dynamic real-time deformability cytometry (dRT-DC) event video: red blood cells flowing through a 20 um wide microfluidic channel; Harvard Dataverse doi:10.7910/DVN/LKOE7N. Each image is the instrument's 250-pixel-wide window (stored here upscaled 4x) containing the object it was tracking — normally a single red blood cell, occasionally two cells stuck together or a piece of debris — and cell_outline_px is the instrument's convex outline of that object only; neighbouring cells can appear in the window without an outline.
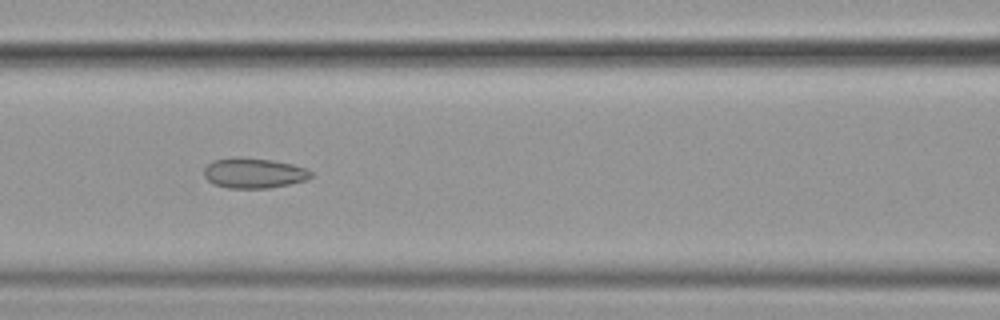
{"species": "common noctule bat (a hibernating species)", "species_latin": "Nyctalus noctula", "temperature_condition": "cold", "stored_images_in_passage": 47, "camera_frame_rate_fps": 3000, "um_per_image_px": 0.085, "animal": {"sex": "female", "body_mass_g": 19.9}, "frame": {"image": 1, "passage_image": 16, "time_ms": 5.0, "image_size_px": [1000, 320], "cell_outline_px": [[312, 176], [308, 180], [268, 188], [228, 188], [216, 184], [208, 180], [204, 176], [204, 168], [212, 160], [240, 156], [272, 160], [292, 164], [304, 168], [312, 172]], "centroid_in_image_um": [21.57, 14.7], "position_along_channel_um": 145.0, "area_um2": 18.84}}
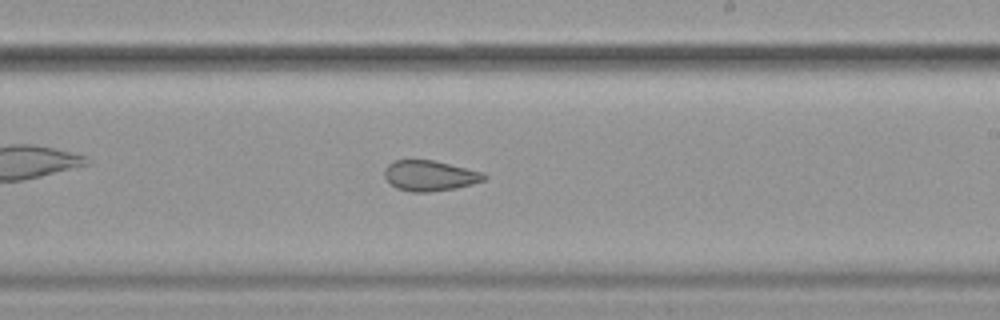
{"frame": {"image": 2, "passage_image": 25, "time_ms": 8.0, "image_size_px": [1000, 320], "cell_outline_px": [[488, 176], [484, 180], [472, 184], [456, 188], [428, 192], [408, 192], [396, 188], [384, 176], [384, 168], [392, 160], [432, 160], [484, 172]], "centroid_in_image_um": [36.52, 14.93], "position_along_channel_um": 252.5, "area_um2": 17.74}}
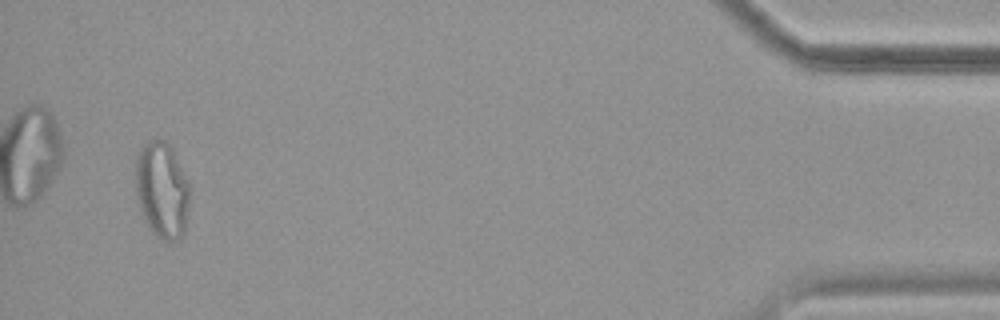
{"frame": {"image": 3, "passage_image": 45, "time_ms": 14.667, "image_size_px": [1000, 320], "cell_outline_px": [[188, 204], [184, 232], [176, 240], [164, 240], [152, 232], [144, 220], [140, 208], [136, 192], [136, 156], [140, 148], [148, 140], [156, 136], [164, 140], [172, 148], [188, 180]], "centroid_in_image_um": [13.75, 16.09], "position_along_channel_um": 421.5, "area_um2": 30.29}, "authors_computed_cell_mechanics": {"area_um2": 21.0392, "velocity_mm_per_s": 3.5919, "shape_relaxation_time_tau1_ms": null, "shape_relaxation_time_tau2_ms": 2.4829, "deformation_change_tau1": null, "deformation_change_tau2": 0.0846}}